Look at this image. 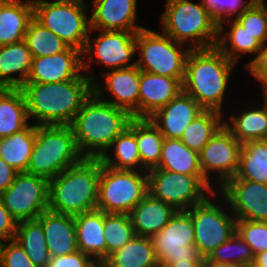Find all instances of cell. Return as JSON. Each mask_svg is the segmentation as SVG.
Listing matches in <instances>:
<instances>
[{
  "label": "cell",
  "instance_id": "obj_39",
  "mask_svg": "<svg viewBox=\"0 0 267 267\" xmlns=\"http://www.w3.org/2000/svg\"><path fill=\"white\" fill-rule=\"evenodd\" d=\"M103 226L106 258L136 235L129 214L103 212Z\"/></svg>",
  "mask_w": 267,
  "mask_h": 267
},
{
  "label": "cell",
  "instance_id": "obj_51",
  "mask_svg": "<svg viewBox=\"0 0 267 267\" xmlns=\"http://www.w3.org/2000/svg\"><path fill=\"white\" fill-rule=\"evenodd\" d=\"M204 267H239V266L224 262L204 261Z\"/></svg>",
  "mask_w": 267,
  "mask_h": 267
},
{
  "label": "cell",
  "instance_id": "obj_20",
  "mask_svg": "<svg viewBox=\"0 0 267 267\" xmlns=\"http://www.w3.org/2000/svg\"><path fill=\"white\" fill-rule=\"evenodd\" d=\"M90 28L104 31L138 32L137 0H92Z\"/></svg>",
  "mask_w": 267,
  "mask_h": 267
},
{
  "label": "cell",
  "instance_id": "obj_18",
  "mask_svg": "<svg viewBox=\"0 0 267 267\" xmlns=\"http://www.w3.org/2000/svg\"><path fill=\"white\" fill-rule=\"evenodd\" d=\"M83 74L82 51L69 47L65 52L32 58L26 82L54 83L74 80Z\"/></svg>",
  "mask_w": 267,
  "mask_h": 267
},
{
  "label": "cell",
  "instance_id": "obj_52",
  "mask_svg": "<svg viewBox=\"0 0 267 267\" xmlns=\"http://www.w3.org/2000/svg\"><path fill=\"white\" fill-rule=\"evenodd\" d=\"M255 1L260 5L262 10L264 11L267 22V4L265 3V0H255Z\"/></svg>",
  "mask_w": 267,
  "mask_h": 267
},
{
  "label": "cell",
  "instance_id": "obj_9",
  "mask_svg": "<svg viewBox=\"0 0 267 267\" xmlns=\"http://www.w3.org/2000/svg\"><path fill=\"white\" fill-rule=\"evenodd\" d=\"M147 194V171L117 170L101 163L97 210L129 214Z\"/></svg>",
  "mask_w": 267,
  "mask_h": 267
},
{
  "label": "cell",
  "instance_id": "obj_33",
  "mask_svg": "<svg viewBox=\"0 0 267 267\" xmlns=\"http://www.w3.org/2000/svg\"><path fill=\"white\" fill-rule=\"evenodd\" d=\"M231 179L267 184V139L242 144L238 169Z\"/></svg>",
  "mask_w": 267,
  "mask_h": 267
},
{
  "label": "cell",
  "instance_id": "obj_3",
  "mask_svg": "<svg viewBox=\"0 0 267 267\" xmlns=\"http://www.w3.org/2000/svg\"><path fill=\"white\" fill-rule=\"evenodd\" d=\"M236 63L216 46L191 49L185 64L183 92L193 97L204 110L222 112L230 74Z\"/></svg>",
  "mask_w": 267,
  "mask_h": 267
},
{
  "label": "cell",
  "instance_id": "obj_53",
  "mask_svg": "<svg viewBox=\"0 0 267 267\" xmlns=\"http://www.w3.org/2000/svg\"><path fill=\"white\" fill-rule=\"evenodd\" d=\"M262 91H263L262 93H263V96H264L263 100H265L267 102V87L263 88Z\"/></svg>",
  "mask_w": 267,
  "mask_h": 267
},
{
  "label": "cell",
  "instance_id": "obj_23",
  "mask_svg": "<svg viewBox=\"0 0 267 267\" xmlns=\"http://www.w3.org/2000/svg\"><path fill=\"white\" fill-rule=\"evenodd\" d=\"M74 220L78 250L101 265L106 259L103 211L82 213L74 216Z\"/></svg>",
  "mask_w": 267,
  "mask_h": 267
},
{
  "label": "cell",
  "instance_id": "obj_28",
  "mask_svg": "<svg viewBox=\"0 0 267 267\" xmlns=\"http://www.w3.org/2000/svg\"><path fill=\"white\" fill-rule=\"evenodd\" d=\"M100 267H159V264L150 238L135 235L110 254Z\"/></svg>",
  "mask_w": 267,
  "mask_h": 267
},
{
  "label": "cell",
  "instance_id": "obj_8",
  "mask_svg": "<svg viewBox=\"0 0 267 267\" xmlns=\"http://www.w3.org/2000/svg\"><path fill=\"white\" fill-rule=\"evenodd\" d=\"M185 46V47H184ZM190 47L174 41L168 35L143 28L136 35V66L141 71L177 78L182 83Z\"/></svg>",
  "mask_w": 267,
  "mask_h": 267
},
{
  "label": "cell",
  "instance_id": "obj_19",
  "mask_svg": "<svg viewBox=\"0 0 267 267\" xmlns=\"http://www.w3.org/2000/svg\"><path fill=\"white\" fill-rule=\"evenodd\" d=\"M203 110L193 97L182 91L167 105L155 111L149 119L164 138L180 139L187 126Z\"/></svg>",
  "mask_w": 267,
  "mask_h": 267
},
{
  "label": "cell",
  "instance_id": "obj_1",
  "mask_svg": "<svg viewBox=\"0 0 267 267\" xmlns=\"http://www.w3.org/2000/svg\"><path fill=\"white\" fill-rule=\"evenodd\" d=\"M94 82L84 73L74 80L54 83L25 82L21 91L29 119L35 125H71L84 102L92 95Z\"/></svg>",
  "mask_w": 267,
  "mask_h": 267
},
{
  "label": "cell",
  "instance_id": "obj_35",
  "mask_svg": "<svg viewBox=\"0 0 267 267\" xmlns=\"http://www.w3.org/2000/svg\"><path fill=\"white\" fill-rule=\"evenodd\" d=\"M228 22H231L230 30L218 34L216 47L234 63L238 62L242 53L257 56L262 44L235 19H229Z\"/></svg>",
  "mask_w": 267,
  "mask_h": 267
},
{
  "label": "cell",
  "instance_id": "obj_27",
  "mask_svg": "<svg viewBox=\"0 0 267 267\" xmlns=\"http://www.w3.org/2000/svg\"><path fill=\"white\" fill-rule=\"evenodd\" d=\"M112 148V149H111ZM113 150L115 157L108 152ZM102 165L117 170H141V159L136 140V118H133L127 127L109 146V149L99 158Z\"/></svg>",
  "mask_w": 267,
  "mask_h": 267
},
{
  "label": "cell",
  "instance_id": "obj_2",
  "mask_svg": "<svg viewBox=\"0 0 267 267\" xmlns=\"http://www.w3.org/2000/svg\"><path fill=\"white\" fill-rule=\"evenodd\" d=\"M132 119L128 111L101 100L93 92L70 125L80 154L100 158Z\"/></svg>",
  "mask_w": 267,
  "mask_h": 267
},
{
  "label": "cell",
  "instance_id": "obj_22",
  "mask_svg": "<svg viewBox=\"0 0 267 267\" xmlns=\"http://www.w3.org/2000/svg\"><path fill=\"white\" fill-rule=\"evenodd\" d=\"M37 220L42 224L50 257L78 251L74 216L47 209Z\"/></svg>",
  "mask_w": 267,
  "mask_h": 267
},
{
  "label": "cell",
  "instance_id": "obj_4",
  "mask_svg": "<svg viewBox=\"0 0 267 267\" xmlns=\"http://www.w3.org/2000/svg\"><path fill=\"white\" fill-rule=\"evenodd\" d=\"M101 161L83 158L49 180L48 209L76 216L96 209Z\"/></svg>",
  "mask_w": 267,
  "mask_h": 267
},
{
  "label": "cell",
  "instance_id": "obj_25",
  "mask_svg": "<svg viewBox=\"0 0 267 267\" xmlns=\"http://www.w3.org/2000/svg\"><path fill=\"white\" fill-rule=\"evenodd\" d=\"M33 18V0H0V46L23 41Z\"/></svg>",
  "mask_w": 267,
  "mask_h": 267
},
{
  "label": "cell",
  "instance_id": "obj_29",
  "mask_svg": "<svg viewBox=\"0 0 267 267\" xmlns=\"http://www.w3.org/2000/svg\"><path fill=\"white\" fill-rule=\"evenodd\" d=\"M24 95L20 88H0V138L24 130L29 124Z\"/></svg>",
  "mask_w": 267,
  "mask_h": 267
},
{
  "label": "cell",
  "instance_id": "obj_54",
  "mask_svg": "<svg viewBox=\"0 0 267 267\" xmlns=\"http://www.w3.org/2000/svg\"><path fill=\"white\" fill-rule=\"evenodd\" d=\"M251 267H267L265 265H250Z\"/></svg>",
  "mask_w": 267,
  "mask_h": 267
},
{
  "label": "cell",
  "instance_id": "obj_6",
  "mask_svg": "<svg viewBox=\"0 0 267 267\" xmlns=\"http://www.w3.org/2000/svg\"><path fill=\"white\" fill-rule=\"evenodd\" d=\"M83 158L70 125H36L26 173L50 180Z\"/></svg>",
  "mask_w": 267,
  "mask_h": 267
},
{
  "label": "cell",
  "instance_id": "obj_36",
  "mask_svg": "<svg viewBox=\"0 0 267 267\" xmlns=\"http://www.w3.org/2000/svg\"><path fill=\"white\" fill-rule=\"evenodd\" d=\"M136 140L142 171L156 168L160 163L164 136L149 118H136Z\"/></svg>",
  "mask_w": 267,
  "mask_h": 267
},
{
  "label": "cell",
  "instance_id": "obj_44",
  "mask_svg": "<svg viewBox=\"0 0 267 267\" xmlns=\"http://www.w3.org/2000/svg\"><path fill=\"white\" fill-rule=\"evenodd\" d=\"M1 267H36L15 239L0 242Z\"/></svg>",
  "mask_w": 267,
  "mask_h": 267
},
{
  "label": "cell",
  "instance_id": "obj_12",
  "mask_svg": "<svg viewBox=\"0 0 267 267\" xmlns=\"http://www.w3.org/2000/svg\"><path fill=\"white\" fill-rule=\"evenodd\" d=\"M91 41L93 29H90L88 39L82 51L83 71L95 82L97 79L90 74V65L96 60L100 66L104 65L109 70L128 68L136 65L131 62L133 55H136L137 32L130 31H104ZM91 41V42H90ZM131 62V63H130ZM88 73V74H87Z\"/></svg>",
  "mask_w": 267,
  "mask_h": 267
},
{
  "label": "cell",
  "instance_id": "obj_17",
  "mask_svg": "<svg viewBox=\"0 0 267 267\" xmlns=\"http://www.w3.org/2000/svg\"><path fill=\"white\" fill-rule=\"evenodd\" d=\"M139 77L140 69L136 65L109 70L103 73L104 87L96 80L93 90L101 100L128 111L133 118H139ZM103 91L110 92L113 99L102 98L106 95Z\"/></svg>",
  "mask_w": 267,
  "mask_h": 267
},
{
  "label": "cell",
  "instance_id": "obj_13",
  "mask_svg": "<svg viewBox=\"0 0 267 267\" xmlns=\"http://www.w3.org/2000/svg\"><path fill=\"white\" fill-rule=\"evenodd\" d=\"M159 267L174 262H204L194 245V227L186 211H177L163 229L150 237Z\"/></svg>",
  "mask_w": 267,
  "mask_h": 267
},
{
  "label": "cell",
  "instance_id": "obj_5",
  "mask_svg": "<svg viewBox=\"0 0 267 267\" xmlns=\"http://www.w3.org/2000/svg\"><path fill=\"white\" fill-rule=\"evenodd\" d=\"M160 20L164 34L184 45L190 42V49L217 45L219 25L201 1L166 0V9Z\"/></svg>",
  "mask_w": 267,
  "mask_h": 267
},
{
  "label": "cell",
  "instance_id": "obj_37",
  "mask_svg": "<svg viewBox=\"0 0 267 267\" xmlns=\"http://www.w3.org/2000/svg\"><path fill=\"white\" fill-rule=\"evenodd\" d=\"M223 113L215 110H203L184 130L180 140L190 149L202 150L203 146L224 125Z\"/></svg>",
  "mask_w": 267,
  "mask_h": 267
},
{
  "label": "cell",
  "instance_id": "obj_7",
  "mask_svg": "<svg viewBox=\"0 0 267 267\" xmlns=\"http://www.w3.org/2000/svg\"><path fill=\"white\" fill-rule=\"evenodd\" d=\"M34 18L70 47L83 51L90 31L84 0H33Z\"/></svg>",
  "mask_w": 267,
  "mask_h": 267
},
{
  "label": "cell",
  "instance_id": "obj_41",
  "mask_svg": "<svg viewBox=\"0 0 267 267\" xmlns=\"http://www.w3.org/2000/svg\"><path fill=\"white\" fill-rule=\"evenodd\" d=\"M203 6L212 14L219 25V33H223L224 23L235 16L241 15L255 0H199ZM224 22V23H223Z\"/></svg>",
  "mask_w": 267,
  "mask_h": 267
},
{
  "label": "cell",
  "instance_id": "obj_10",
  "mask_svg": "<svg viewBox=\"0 0 267 267\" xmlns=\"http://www.w3.org/2000/svg\"><path fill=\"white\" fill-rule=\"evenodd\" d=\"M148 193L155 199L187 211L203 202L215 190L203 175L175 173L159 168L147 171Z\"/></svg>",
  "mask_w": 267,
  "mask_h": 267
},
{
  "label": "cell",
  "instance_id": "obj_34",
  "mask_svg": "<svg viewBox=\"0 0 267 267\" xmlns=\"http://www.w3.org/2000/svg\"><path fill=\"white\" fill-rule=\"evenodd\" d=\"M14 239L36 267H48L50 255L42 224L37 219L18 222Z\"/></svg>",
  "mask_w": 267,
  "mask_h": 267
},
{
  "label": "cell",
  "instance_id": "obj_46",
  "mask_svg": "<svg viewBox=\"0 0 267 267\" xmlns=\"http://www.w3.org/2000/svg\"><path fill=\"white\" fill-rule=\"evenodd\" d=\"M246 68L261 83V89L267 87V42L262 45L257 56L246 63Z\"/></svg>",
  "mask_w": 267,
  "mask_h": 267
},
{
  "label": "cell",
  "instance_id": "obj_16",
  "mask_svg": "<svg viewBox=\"0 0 267 267\" xmlns=\"http://www.w3.org/2000/svg\"><path fill=\"white\" fill-rule=\"evenodd\" d=\"M219 189L237 220L267 222V184L229 179Z\"/></svg>",
  "mask_w": 267,
  "mask_h": 267
},
{
  "label": "cell",
  "instance_id": "obj_40",
  "mask_svg": "<svg viewBox=\"0 0 267 267\" xmlns=\"http://www.w3.org/2000/svg\"><path fill=\"white\" fill-rule=\"evenodd\" d=\"M204 261L230 263L239 267L250 266L254 261V253L240 234L235 232L229 240L211 251Z\"/></svg>",
  "mask_w": 267,
  "mask_h": 267
},
{
  "label": "cell",
  "instance_id": "obj_15",
  "mask_svg": "<svg viewBox=\"0 0 267 267\" xmlns=\"http://www.w3.org/2000/svg\"><path fill=\"white\" fill-rule=\"evenodd\" d=\"M242 144L223 125L199 152L203 176L212 185L209 175L215 172L221 188L229 179L234 178L238 169ZM217 174V175H216Z\"/></svg>",
  "mask_w": 267,
  "mask_h": 267
},
{
  "label": "cell",
  "instance_id": "obj_32",
  "mask_svg": "<svg viewBox=\"0 0 267 267\" xmlns=\"http://www.w3.org/2000/svg\"><path fill=\"white\" fill-rule=\"evenodd\" d=\"M35 139V124H29L24 130L0 138V158L19 173L26 172Z\"/></svg>",
  "mask_w": 267,
  "mask_h": 267
},
{
  "label": "cell",
  "instance_id": "obj_11",
  "mask_svg": "<svg viewBox=\"0 0 267 267\" xmlns=\"http://www.w3.org/2000/svg\"><path fill=\"white\" fill-rule=\"evenodd\" d=\"M211 196H217L215 191L203 202L186 211L193 221L194 245L204 258L236 232L237 219L233 213L228 208L223 210L216 201L209 199Z\"/></svg>",
  "mask_w": 267,
  "mask_h": 267
},
{
  "label": "cell",
  "instance_id": "obj_47",
  "mask_svg": "<svg viewBox=\"0 0 267 267\" xmlns=\"http://www.w3.org/2000/svg\"><path fill=\"white\" fill-rule=\"evenodd\" d=\"M17 223L18 222L5 208L0 197V242L14 239L17 229Z\"/></svg>",
  "mask_w": 267,
  "mask_h": 267
},
{
  "label": "cell",
  "instance_id": "obj_26",
  "mask_svg": "<svg viewBox=\"0 0 267 267\" xmlns=\"http://www.w3.org/2000/svg\"><path fill=\"white\" fill-rule=\"evenodd\" d=\"M31 64L32 55L24 40L0 46V88H20L26 82Z\"/></svg>",
  "mask_w": 267,
  "mask_h": 267
},
{
  "label": "cell",
  "instance_id": "obj_21",
  "mask_svg": "<svg viewBox=\"0 0 267 267\" xmlns=\"http://www.w3.org/2000/svg\"><path fill=\"white\" fill-rule=\"evenodd\" d=\"M139 118H149L183 91L177 78L161 76L140 70Z\"/></svg>",
  "mask_w": 267,
  "mask_h": 267
},
{
  "label": "cell",
  "instance_id": "obj_14",
  "mask_svg": "<svg viewBox=\"0 0 267 267\" xmlns=\"http://www.w3.org/2000/svg\"><path fill=\"white\" fill-rule=\"evenodd\" d=\"M49 180L26 172L0 194L5 208L17 221L36 220L48 209Z\"/></svg>",
  "mask_w": 267,
  "mask_h": 267
},
{
  "label": "cell",
  "instance_id": "obj_30",
  "mask_svg": "<svg viewBox=\"0 0 267 267\" xmlns=\"http://www.w3.org/2000/svg\"><path fill=\"white\" fill-rule=\"evenodd\" d=\"M263 108H246L240 115L230 114L228 120L224 119V126L241 143L267 139V102L264 100Z\"/></svg>",
  "mask_w": 267,
  "mask_h": 267
},
{
  "label": "cell",
  "instance_id": "obj_49",
  "mask_svg": "<svg viewBox=\"0 0 267 267\" xmlns=\"http://www.w3.org/2000/svg\"><path fill=\"white\" fill-rule=\"evenodd\" d=\"M167 267H204V262L182 261L169 264Z\"/></svg>",
  "mask_w": 267,
  "mask_h": 267
},
{
  "label": "cell",
  "instance_id": "obj_45",
  "mask_svg": "<svg viewBox=\"0 0 267 267\" xmlns=\"http://www.w3.org/2000/svg\"><path fill=\"white\" fill-rule=\"evenodd\" d=\"M48 267H100V265L78 250L67 255L50 257Z\"/></svg>",
  "mask_w": 267,
  "mask_h": 267
},
{
  "label": "cell",
  "instance_id": "obj_24",
  "mask_svg": "<svg viewBox=\"0 0 267 267\" xmlns=\"http://www.w3.org/2000/svg\"><path fill=\"white\" fill-rule=\"evenodd\" d=\"M177 210L149 193L130 211L129 216L137 236L152 237L160 232Z\"/></svg>",
  "mask_w": 267,
  "mask_h": 267
},
{
  "label": "cell",
  "instance_id": "obj_50",
  "mask_svg": "<svg viewBox=\"0 0 267 267\" xmlns=\"http://www.w3.org/2000/svg\"><path fill=\"white\" fill-rule=\"evenodd\" d=\"M251 265H265L267 266V250L254 255V261Z\"/></svg>",
  "mask_w": 267,
  "mask_h": 267
},
{
  "label": "cell",
  "instance_id": "obj_38",
  "mask_svg": "<svg viewBox=\"0 0 267 267\" xmlns=\"http://www.w3.org/2000/svg\"><path fill=\"white\" fill-rule=\"evenodd\" d=\"M24 41L32 58L65 52L70 46L33 18L26 30Z\"/></svg>",
  "mask_w": 267,
  "mask_h": 267
},
{
  "label": "cell",
  "instance_id": "obj_48",
  "mask_svg": "<svg viewBox=\"0 0 267 267\" xmlns=\"http://www.w3.org/2000/svg\"><path fill=\"white\" fill-rule=\"evenodd\" d=\"M19 172L0 158V194L13 182Z\"/></svg>",
  "mask_w": 267,
  "mask_h": 267
},
{
  "label": "cell",
  "instance_id": "obj_43",
  "mask_svg": "<svg viewBox=\"0 0 267 267\" xmlns=\"http://www.w3.org/2000/svg\"><path fill=\"white\" fill-rule=\"evenodd\" d=\"M263 45L267 41V22L260 5L253 2L235 19Z\"/></svg>",
  "mask_w": 267,
  "mask_h": 267
},
{
  "label": "cell",
  "instance_id": "obj_31",
  "mask_svg": "<svg viewBox=\"0 0 267 267\" xmlns=\"http://www.w3.org/2000/svg\"><path fill=\"white\" fill-rule=\"evenodd\" d=\"M159 169L188 174L203 175L199 153L188 148L180 139L164 138Z\"/></svg>",
  "mask_w": 267,
  "mask_h": 267
},
{
  "label": "cell",
  "instance_id": "obj_42",
  "mask_svg": "<svg viewBox=\"0 0 267 267\" xmlns=\"http://www.w3.org/2000/svg\"><path fill=\"white\" fill-rule=\"evenodd\" d=\"M236 232L251 247L254 255L267 250V222L237 220Z\"/></svg>",
  "mask_w": 267,
  "mask_h": 267
}]
</instances>
